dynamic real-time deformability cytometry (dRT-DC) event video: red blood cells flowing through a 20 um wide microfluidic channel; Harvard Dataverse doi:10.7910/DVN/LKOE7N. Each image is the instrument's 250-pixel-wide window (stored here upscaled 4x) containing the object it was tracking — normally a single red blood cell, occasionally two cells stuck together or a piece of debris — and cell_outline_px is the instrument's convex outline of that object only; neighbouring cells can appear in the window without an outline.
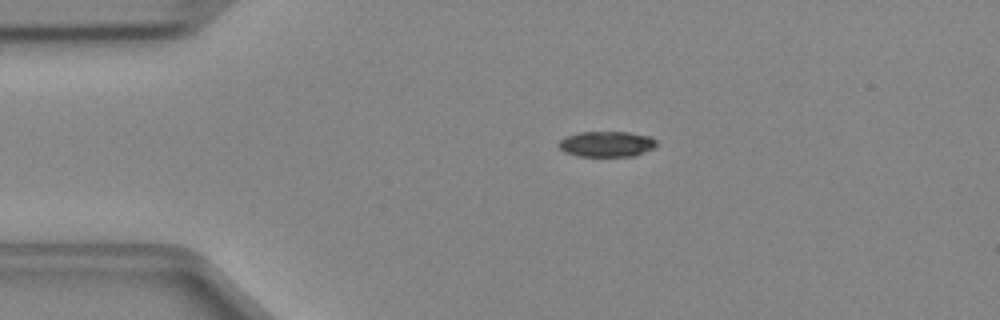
{"species": "Egyptian fruit bat (a non-hibernating species)", "species_latin": "Rousettus aegyptiacus", "temperature_condition": "cold", "stored_images_in_passage": 38, "camera_frame_rate_fps": 3000, "um_per_image_px": 0.085, "animal": {"sex": "female"}, "frame": {"image": 1, "passage_image": 1, "time_ms": 0.0, "image_size_px": [1000, 320], "cell_outline_px": [[656, 148], [636, 156], [580, 156], [564, 152], [556, 144], [560, 140], [568, 136], [580, 132], [628, 132], [652, 136], [656, 140]], "centroid_in_image_um": [51.61, 12.24], "position_along_channel_um": 33.4, "area_um2": 14.74}}
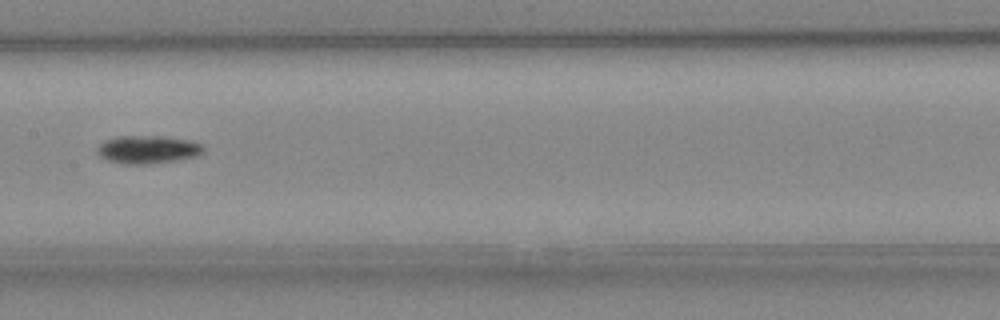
{"frame": {"image": 2, "passage_image": 15, "time_ms": 4.667, "image_size_px": [1000, 320], "cell_outline_px": [[204, 152], [200, 156], [180, 160], [148, 164], [124, 164], [108, 160], [100, 156], [96, 152], [96, 148], [104, 140], [116, 136], [164, 136], [192, 140], [204, 144]], "centroid_in_image_um": [12.62, 12.7], "position_along_channel_um": 194.8, "area_um2": 17.8}}
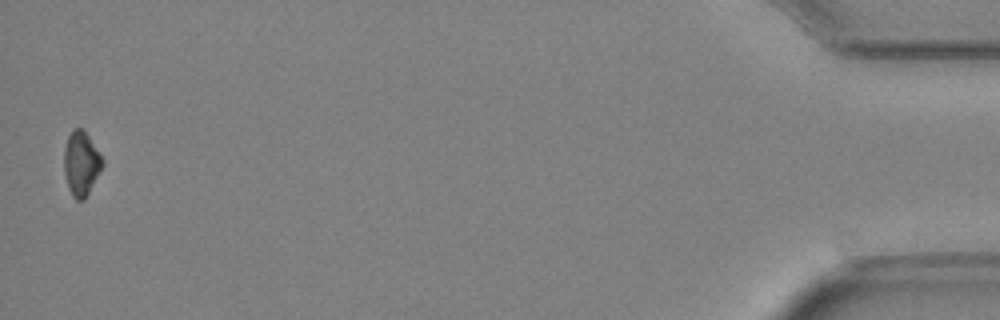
{"frame": {"image": 3, "passage_image": 38, "time_ms": 12.333, "image_size_px": [1000, 320], "cell_outline_px": [[104, 164], [84, 200], [76, 200], [72, 196], [68, 188], [64, 176], [64, 148], [68, 136], [76, 128], [84, 128], [100, 152], [104, 160]], "centroid_in_image_um": [6.91, 13.88], "position_along_channel_um": 428.3, "area_um2": 14.57}}